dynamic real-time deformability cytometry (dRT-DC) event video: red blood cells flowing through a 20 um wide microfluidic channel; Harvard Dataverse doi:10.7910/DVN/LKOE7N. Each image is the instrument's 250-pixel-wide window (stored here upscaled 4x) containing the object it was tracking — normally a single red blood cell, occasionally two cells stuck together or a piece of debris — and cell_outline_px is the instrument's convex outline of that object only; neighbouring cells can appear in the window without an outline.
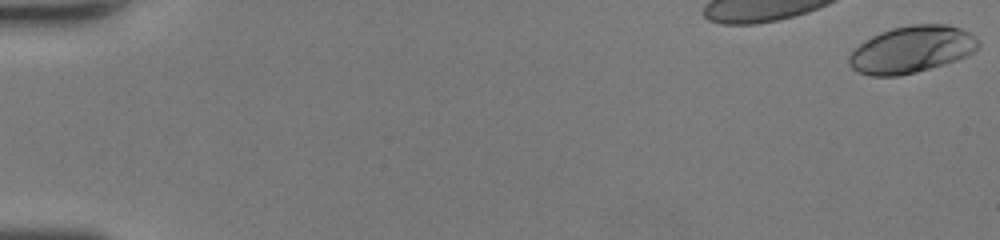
{"species": "human", "species_latin": "Homo sapiens", "temperature_condition": "room temperature", "stored_images_in_passage": 32, "camera_frame_rate_fps": 3000, "um_per_image_px": 0.085, "donor": {"sex": "female"}, "frame": {"image": 1, "passage_image": 1, "time_ms": 0.0, "image_size_px": [1000, 240], "cell_outline_px": [[980, 48], [956, 60], [944, 64], [916, 72], [900, 76], [872, 76], [860, 72], [852, 68], [848, 64], [848, 56], [852, 48], [872, 36], [880, 32], [892, 28], [912, 24], [948, 24], [960, 28], [976, 36], [980, 40]], "centroid_in_image_um": [77.48, 4.2], "position_along_channel_um": 7.5, "area_um2": 35.6}}
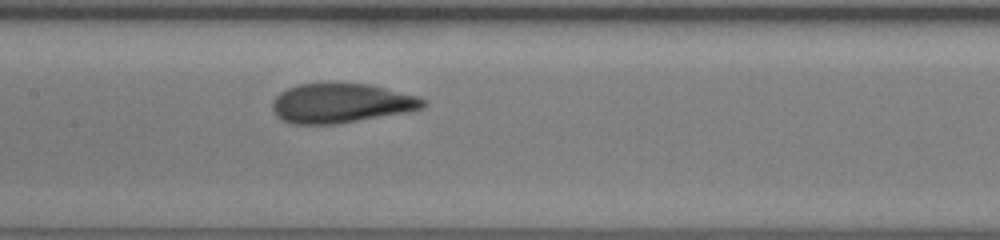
{"frame": {"image": 2, "passage_image": 22, "time_ms": 7.0, "image_size_px": [1000, 240], "cell_outline_px": [[428, 104], [424, 108], [408, 112], [336, 124], [292, 124], [276, 116], [272, 108], [272, 100], [280, 92], [288, 88], [300, 84], [372, 84], [420, 96], [428, 100]], "centroid_in_image_um": [29.06, 8.77], "position_along_channel_um": 178.3, "area_um2": 34.91}}
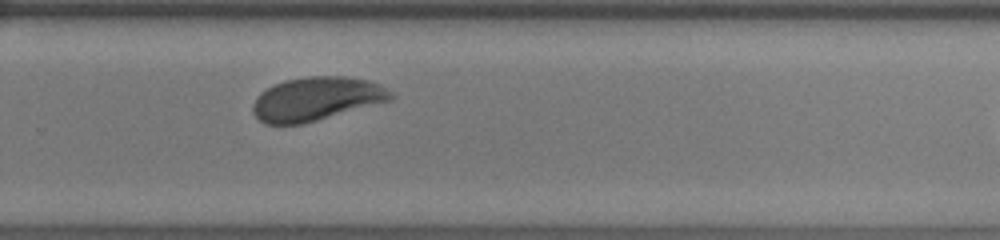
{"frame": {"image": 3, "passage_image": 31, "time_ms": 10.0, "image_size_px": [1000, 240], "cell_outline_px": [[396, 96], [392, 100], [304, 124], [264, 124], [252, 112], [252, 104], [256, 96], [260, 92], [284, 80], [308, 76], [344, 76], [368, 80], [380, 84], [392, 92]], "centroid_in_image_um": [26.9, 8.4], "position_along_channel_um": 302.9, "area_um2": 35.32}}